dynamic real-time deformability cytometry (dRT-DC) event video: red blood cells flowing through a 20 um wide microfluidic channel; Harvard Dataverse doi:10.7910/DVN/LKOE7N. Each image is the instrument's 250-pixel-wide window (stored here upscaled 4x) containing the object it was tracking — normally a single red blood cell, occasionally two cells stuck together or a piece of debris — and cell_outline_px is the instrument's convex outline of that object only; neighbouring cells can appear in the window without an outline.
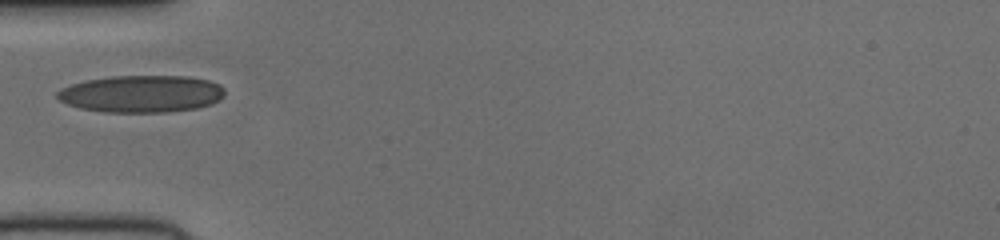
{"species": "human", "species_latin": "Homo sapiens", "temperature_condition": "cold", "stored_images_in_passage": 27, "camera_frame_rate_fps": 3000, "um_per_image_px": 0.085, "donor": {"sex": "female"}, "frame": {"image": 1, "passage_image": 1, "time_ms": 0.0, "image_size_px": [1000, 240], "cell_outline_px": [[224, 96], [212, 104], [196, 108], [168, 112], [104, 112], [80, 108], [68, 104], [60, 100], [56, 96], [56, 92], [60, 88], [84, 80], [112, 76], [192, 76], [208, 80], [220, 84], [224, 88]], "centroid_in_image_um": [12.03, 7.97], "position_along_channel_um": 73.0, "area_um2": 36.47}}
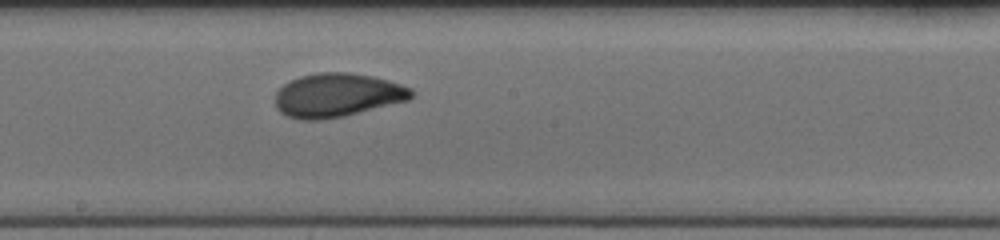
{"frame": {"image": 2, "passage_image": 12, "time_ms": 3.667, "image_size_px": [1000, 240], "cell_outline_px": [[416, 92], [408, 100], [344, 116], [320, 120], [300, 120], [288, 116], [280, 112], [276, 108], [276, 92], [284, 84], [300, 76], [320, 72], [348, 72], [372, 76], [388, 80], [412, 88]], "centroid_in_image_um": [28.67, 8.09], "position_along_channel_um": 219.5, "area_um2": 34.68}}
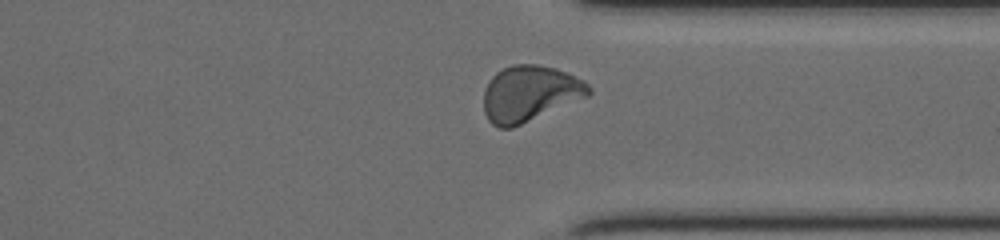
{"frame": {"image": 3, "passage_image": 23, "time_ms": 7.333, "image_size_px": [1000, 240], "cell_outline_px": [[592, 92], [588, 96], [512, 128], [500, 128], [492, 124], [488, 120], [484, 112], [484, 88], [488, 80], [496, 72], [512, 64], [540, 64], [556, 68], [568, 72], [584, 80], [592, 88]], "centroid_in_image_um": [45.03, 7.93], "position_along_channel_um": 366.4, "area_um2": 34.51}}